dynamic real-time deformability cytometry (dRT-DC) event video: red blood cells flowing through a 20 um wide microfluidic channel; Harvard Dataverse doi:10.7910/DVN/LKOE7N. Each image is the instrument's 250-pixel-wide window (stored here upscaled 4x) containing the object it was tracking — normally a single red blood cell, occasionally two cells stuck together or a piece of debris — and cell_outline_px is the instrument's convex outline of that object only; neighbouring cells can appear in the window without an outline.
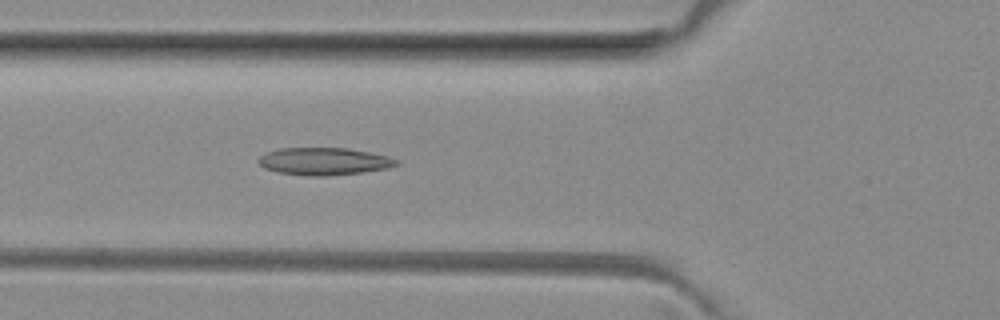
{"species": "common noctule bat (a hibernating species)", "species_latin": "Nyctalus noctula", "temperature_condition": "room temperature", "stored_images_in_passage": 41, "camera_frame_rate_fps": 3000, "um_per_image_px": 0.085, "animal": {"sex": "female", "body_mass_g": 29.2, "forearm_length_mm": 56.3}, "frame": {"image": 1, "passage_image": 9, "time_ms": 2.667, "image_size_px": [1000, 320], "cell_outline_px": [[400, 164], [388, 168], [364, 172], [324, 176], [312, 176], [276, 172], [264, 168], [256, 160], [264, 152], [280, 148], [348, 148], [388, 156], [400, 160]], "centroid_in_image_um": [27.54, 13.71], "position_along_channel_um": 98.3, "area_um2": 22.2}}
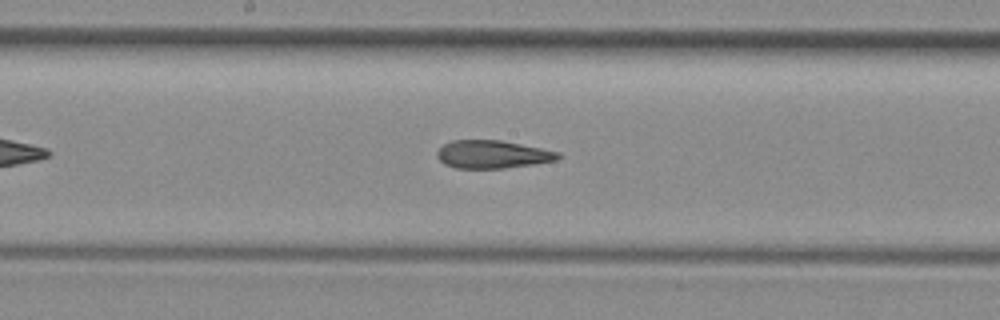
{"frame": {"image": 2, "passage_image": 17, "time_ms": 5.333, "image_size_px": [1000, 320], "cell_outline_px": [[560, 156], [556, 160], [532, 164], [504, 168], [456, 168], [444, 164], [436, 156], [436, 152], [444, 144], [452, 140], [500, 140], [560, 152]], "centroid_in_image_um": [41.82, 13.12], "position_along_channel_um": 206.4, "area_um2": 19.54}}
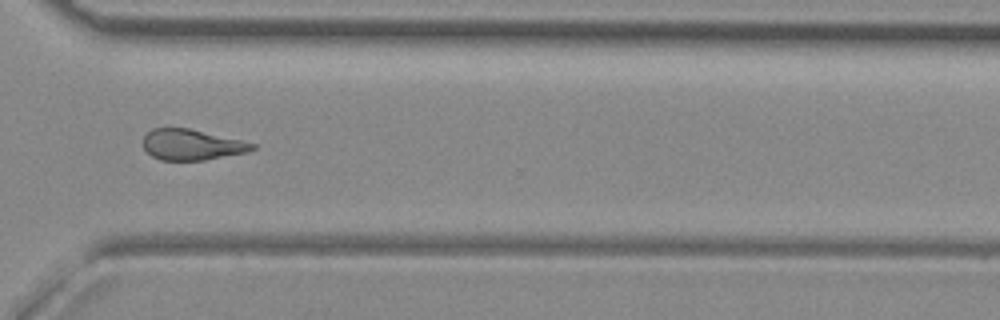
{"frame": {"image": 3, "passage_image": 28, "time_ms": 9.0, "image_size_px": [1000, 320], "cell_outline_px": [[256, 148], [248, 152], [204, 160], [160, 160], [152, 156], [144, 148], [144, 136], [152, 128], [188, 128], [240, 140], [256, 144]], "centroid_in_image_um": [16.3, 12.3], "position_along_channel_um": 354.3, "area_um2": 19.36}, "authors_computed_cell_mechanics": {"area_um2": 20.5768, "velocity_mm_per_s": 4.0421, "shape_relaxation_time_tau1_ms": null, "shape_relaxation_time_tau2_ms": 2.361, "deformation_change_tau1": null, "deformation_change_tau2": 0.1063}}